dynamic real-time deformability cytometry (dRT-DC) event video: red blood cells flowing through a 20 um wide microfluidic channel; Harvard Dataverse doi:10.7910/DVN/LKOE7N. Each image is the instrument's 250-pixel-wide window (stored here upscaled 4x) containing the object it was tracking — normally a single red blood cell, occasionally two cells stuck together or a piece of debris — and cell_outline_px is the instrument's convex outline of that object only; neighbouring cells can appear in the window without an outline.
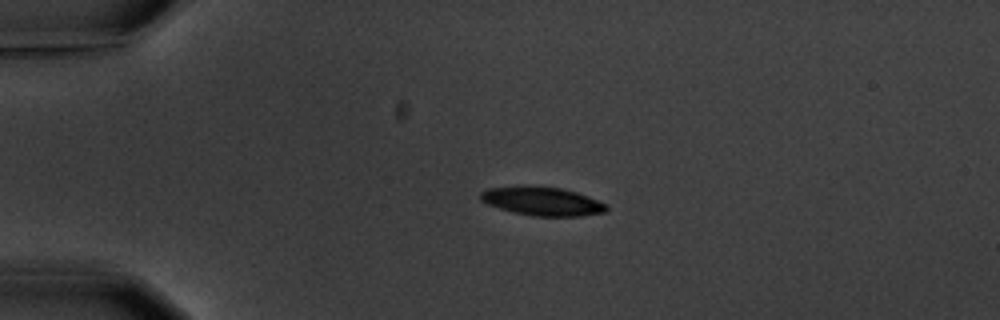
{"species": "common noctule bat (a hibernating species)", "species_latin": "Nyctalus noctula", "temperature_condition": "warm", "stored_images_in_passage": 5, "camera_frame_rate_fps": 3000, "um_per_image_px": 0.085, "animal": {"sex": "male", "body_mass_g": 20.1, "forearm_length_mm": 53.5}, "frame": {"image": 1, "passage_image": 4, "time_ms": 3.667, "image_size_px": [1000, 320], "cell_outline_px": [[608, 208], [604, 212], [580, 216], [532, 216], [512, 212], [488, 204], [480, 200], [480, 192], [488, 188], [524, 184], [528, 184], [560, 188], [576, 192], [588, 196], [608, 204]], "centroid_in_image_um": [46.06, 17.08], "position_along_channel_um": 38.9, "area_um2": 21.39}}